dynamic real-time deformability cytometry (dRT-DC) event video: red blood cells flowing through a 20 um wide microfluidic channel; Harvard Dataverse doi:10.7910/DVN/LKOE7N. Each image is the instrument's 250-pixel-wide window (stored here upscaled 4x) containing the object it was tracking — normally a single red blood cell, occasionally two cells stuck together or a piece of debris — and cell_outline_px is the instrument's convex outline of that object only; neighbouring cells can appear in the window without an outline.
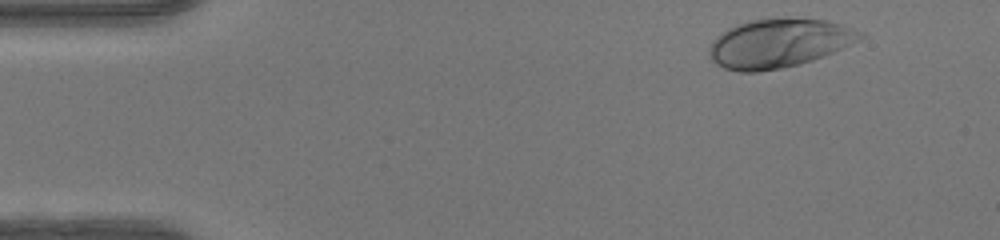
{"species": "human", "species_latin": "Homo sapiens", "temperature_condition": "warm", "stored_images_in_passage": 46, "camera_frame_rate_fps": 3000, "um_per_image_px": 0.085, "donor": {"sex": "female"}, "frame": {"image": 1, "passage_image": 2, "time_ms": 0.333, "image_size_px": [1000, 240], "cell_outline_px": [[864, 36], [860, 40], [824, 56], [800, 64], [780, 68], [756, 72], [740, 72], [724, 68], [716, 64], [712, 60], [708, 52], [712, 40], [716, 36], [728, 28], [752, 20], [824, 20], [840, 24], [864, 32]], "centroid_in_image_um": [66.18, 3.71], "position_along_channel_um": 18.8, "area_um2": 42.14}}
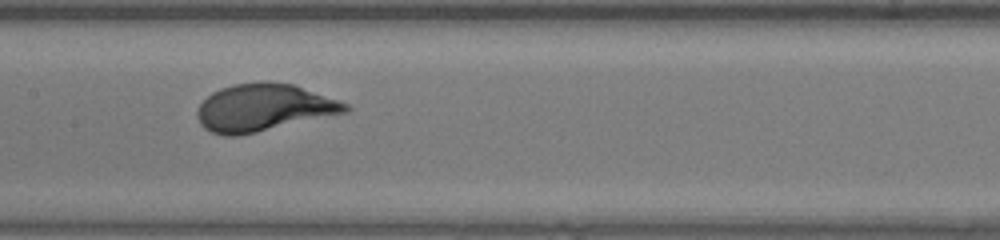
{"frame": {"image": 2, "passage_image": 21, "time_ms": 6.667, "image_size_px": [1000, 240], "cell_outline_px": [[352, 108], [348, 112], [256, 132], [236, 136], [224, 136], [212, 132], [204, 128], [200, 124], [196, 116], [196, 112], [200, 104], [212, 92], [220, 88], [232, 84], [292, 84], [348, 104]], "centroid_in_image_um": [22.37, 9.19], "position_along_channel_um": 185.0, "area_um2": 39.88}}
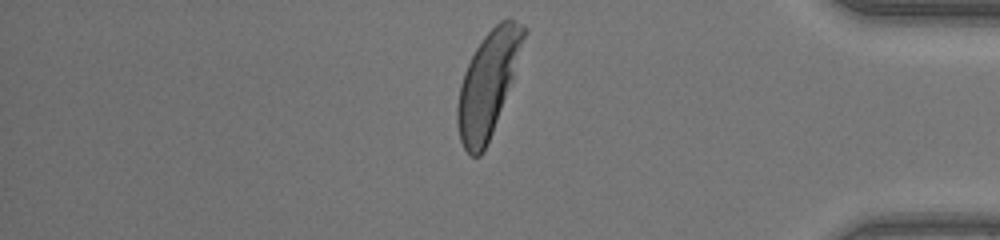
{"frame": {"image": 3, "passage_image": 38, "time_ms": 12.333, "image_size_px": [1000, 240], "cell_outline_px": [[528, 32], [512, 80], [492, 132], [484, 152], [480, 156], [472, 156], [464, 148], [460, 140], [456, 124], [456, 108], [460, 84], [464, 72], [476, 48], [484, 36], [500, 20], [508, 16], [516, 20], [528, 28]], "centroid_in_image_um": [41.49, 7.08], "position_along_channel_um": 393.7, "area_um2": 40.17}, "authors_computed_cell_mechanics": {"area_um2": 40.4022, "velocity_mm_per_s": 4.2188, "shape_relaxation_time_tau1_ms": 2.5249, "shape_relaxation_time_tau2_ms": null, "deformation_change_tau1": 0.1849, "deformation_change_tau2": null}}